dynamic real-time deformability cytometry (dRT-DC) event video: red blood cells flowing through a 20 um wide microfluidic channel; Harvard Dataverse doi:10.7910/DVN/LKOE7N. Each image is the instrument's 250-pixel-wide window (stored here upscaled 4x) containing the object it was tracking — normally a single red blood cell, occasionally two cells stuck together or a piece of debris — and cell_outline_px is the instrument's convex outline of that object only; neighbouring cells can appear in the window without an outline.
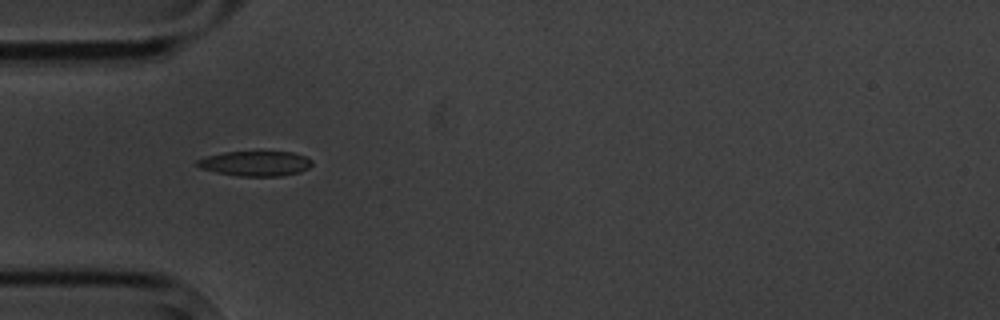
{"species": "common noctule bat (a hibernating species)", "species_latin": "Nyctalus noctula", "temperature_condition": "cold", "stored_images_in_passage": 6, "camera_frame_rate_fps": 3000, "um_per_image_px": 0.085, "animal": {"sex": "male", "body_mass_g": 20.1, "forearm_length_mm": 53.5}, "frame": {"image": 1, "passage_image": 5, "time_ms": 4.667, "image_size_px": [1000, 320], "cell_outline_px": [[312, 164], [308, 168], [300, 172], [280, 176], [236, 176], [216, 172], [200, 168], [196, 164], [196, 160], [204, 156], [224, 152], [292, 152], [304, 156], [312, 160]], "centroid_in_image_um": [21.68, 13.9], "position_along_channel_um": 63.3, "area_um2": 16.76}}
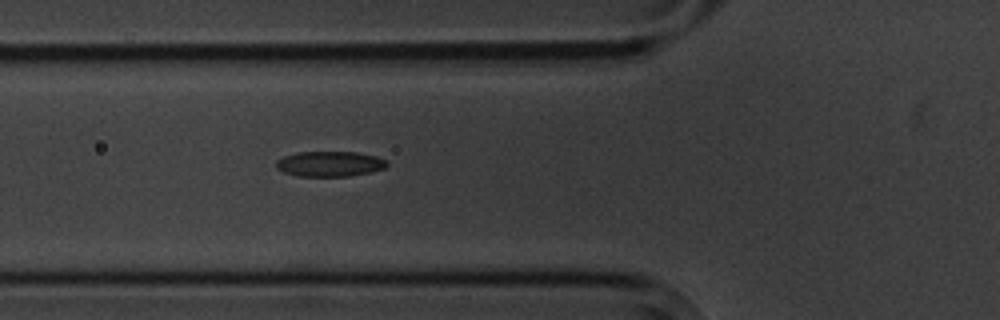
{"frame": {"image": 2, "passage_image": 6, "time_ms": 5.667, "image_size_px": [1000, 320], "cell_outline_px": [[388, 164], [384, 168], [372, 172], [348, 176], [296, 176], [284, 172], [276, 168], [276, 160], [284, 156], [296, 152], [356, 152], [376, 156], [388, 160]], "centroid_in_image_um": [28.03, 13.93], "position_along_channel_um": 97.8, "area_um2": 16.42}}